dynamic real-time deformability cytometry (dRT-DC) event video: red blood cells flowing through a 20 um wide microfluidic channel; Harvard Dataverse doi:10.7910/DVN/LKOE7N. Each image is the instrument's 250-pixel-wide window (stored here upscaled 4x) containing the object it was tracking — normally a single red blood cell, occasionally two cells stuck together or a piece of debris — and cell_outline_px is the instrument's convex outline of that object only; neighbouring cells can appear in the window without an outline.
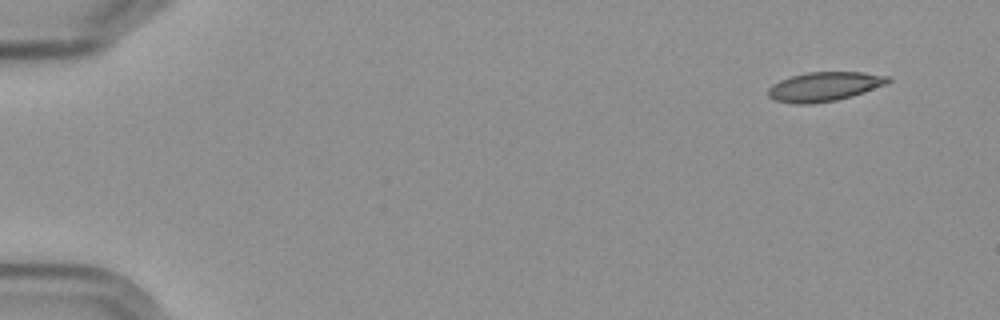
{"species": "Egyptian fruit bat (a non-hibernating species)", "species_latin": "Rousettus aegyptiacus", "temperature_condition": "cold", "stored_images_in_passage": 5, "camera_frame_rate_fps": 3000, "um_per_image_px": 0.085, "frame": {"image": 1, "passage_image": 1, "time_ms": 0.0, "image_size_px": [1000, 320], "cell_outline_px": [[892, 80], [888, 84], [852, 96], [836, 100], [812, 104], [792, 104], [776, 100], [768, 96], [768, 88], [772, 84], [780, 80], [792, 76], [808, 72], [864, 72], [888, 76]], "centroid_in_image_um": [70.08, 7.36], "position_along_channel_um": 14.9, "area_um2": 20.52}}
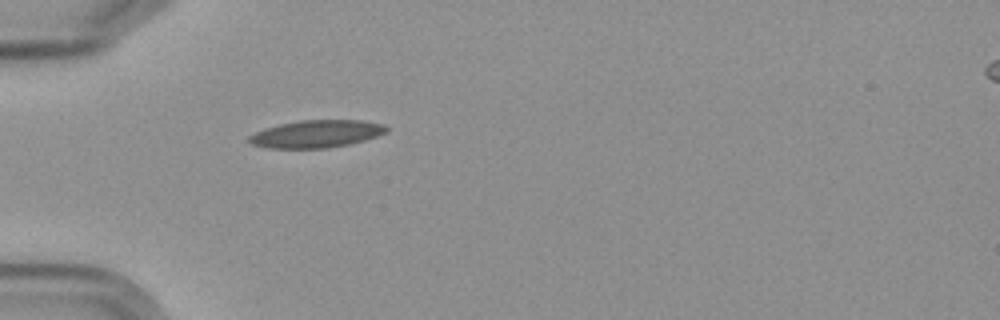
{"frame": {"image": 2, "passage_image": 5, "time_ms": 4.667, "image_size_px": [1000, 320], "cell_outline_px": [[388, 132], [364, 140], [348, 144], [328, 148], [268, 148], [252, 144], [248, 140], [248, 136], [264, 128], [280, 124], [300, 120], [360, 120], [384, 124], [388, 128]], "centroid_in_image_um": [26.9, 11.37], "position_along_channel_um": 58.1, "area_um2": 21.96}}